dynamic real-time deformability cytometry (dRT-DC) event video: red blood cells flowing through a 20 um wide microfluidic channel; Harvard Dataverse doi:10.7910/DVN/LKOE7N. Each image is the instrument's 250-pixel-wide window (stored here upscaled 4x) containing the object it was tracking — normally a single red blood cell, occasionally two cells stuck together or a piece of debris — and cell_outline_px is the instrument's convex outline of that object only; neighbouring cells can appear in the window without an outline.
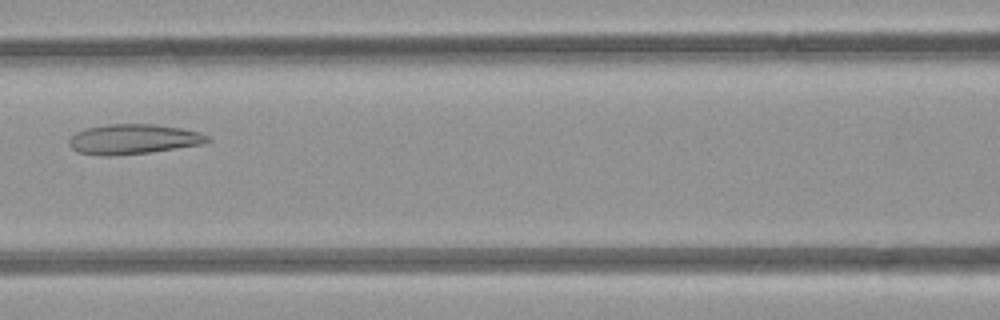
{"species": "common noctule bat (a hibernating species)", "species_latin": "Nyctalus noctula", "temperature_condition": "room temperature", "stored_images_in_passage": 7, "camera_frame_rate_fps": 3000, "um_per_image_px": 0.085, "animal": {"sex": "female", "body_mass_g": 21.9}, "frame": {"image": 1, "passage_image": 7, "time_ms": 7.667, "image_size_px": [1000, 320], "cell_outline_px": [[212, 140], [204, 144], [152, 152], [112, 156], [100, 156], [76, 152], [68, 144], [68, 140], [76, 132], [84, 128], [108, 124], [152, 124], [180, 128], [200, 132], [208, 136]], "centroid_in_image_um": [11.32, 11.84], "position_along_channel_um": 155.3, "area_um2": 24.45}}